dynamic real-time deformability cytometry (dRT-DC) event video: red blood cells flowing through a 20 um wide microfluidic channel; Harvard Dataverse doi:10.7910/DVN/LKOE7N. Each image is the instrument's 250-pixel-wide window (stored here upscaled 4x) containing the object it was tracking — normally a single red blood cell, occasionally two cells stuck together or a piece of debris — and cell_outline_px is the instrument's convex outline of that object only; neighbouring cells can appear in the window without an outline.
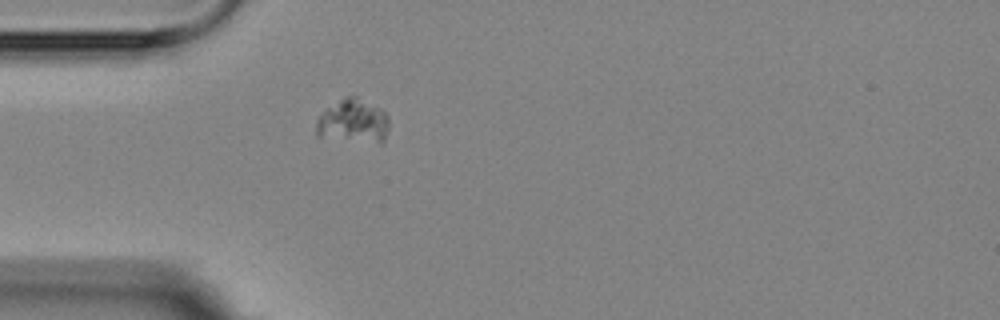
{"species": "Egyptian fruit bat (a non-hibernating species)", "species_latin": "Rousettus aegyptiacus", "temperature_condition": "room temperature", "stored_images_in_passage": 1, "camera_frame_rate_fps": 3000, "um_per_image_px": 0.085, "animal": {"sex": "female"}, "frame": {"image": 1, "passage_image": 1, "time_ms": 0.0, "image_size_px": [1000, 320], "cell_outline_px": [[388, 128], [384, 140], [380, 144], [316, 136], [316, 120], [328, 108], [344, 96], [356, 96], [380, 108], [388, 116]], "centroid_in_image_um": [30.04, 10.32], "position_along_channel_um": 55.0, "area_um2": 18.55}}